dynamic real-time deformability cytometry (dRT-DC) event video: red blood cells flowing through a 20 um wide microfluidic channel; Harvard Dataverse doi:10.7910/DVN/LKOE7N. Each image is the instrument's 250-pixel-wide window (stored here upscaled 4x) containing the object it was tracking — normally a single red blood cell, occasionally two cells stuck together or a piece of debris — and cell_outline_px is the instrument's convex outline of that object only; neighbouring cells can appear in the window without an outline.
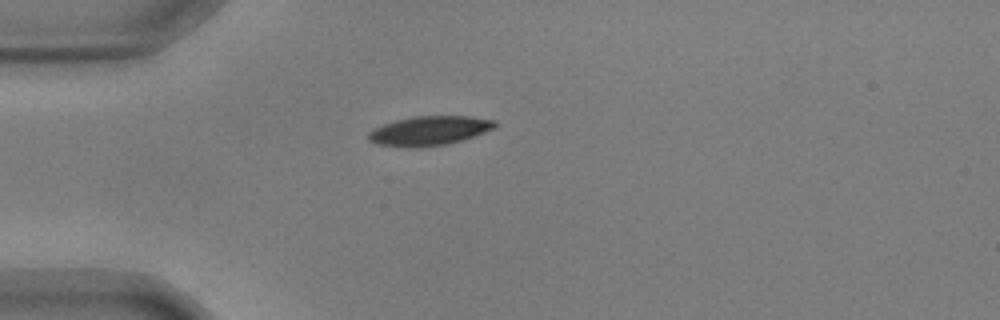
{"species": "common noctule bat (a hibernating species)", "species_latin": "Nyctalus noctula", "temperature_condition": "warm", "stored_images_in_passage": 34, "camera_frame_rate_fps": 3000, "um_per_image_px": 0.085, "animal": {"sex": "male", "body_mass_g": 17.9, "forearm_length_mm": 54.2}, "frame": {"image": 1, "passage_image": 1, "time_ms": 0.0, "image_size_px": [1000, 320], "cell_outline_px": [[496, 128], [464, 140], [448, 144], [420, 148], [408, 148], [376, 144], [368, 140], [368, 132], [384, 124], [396, 120], [412, 116], [472, 116], [496, 120]], "centroid_in_image_um": [36.52, 11.12], "position_along_channel_um": 48.5, "area_um2": 21.96}}
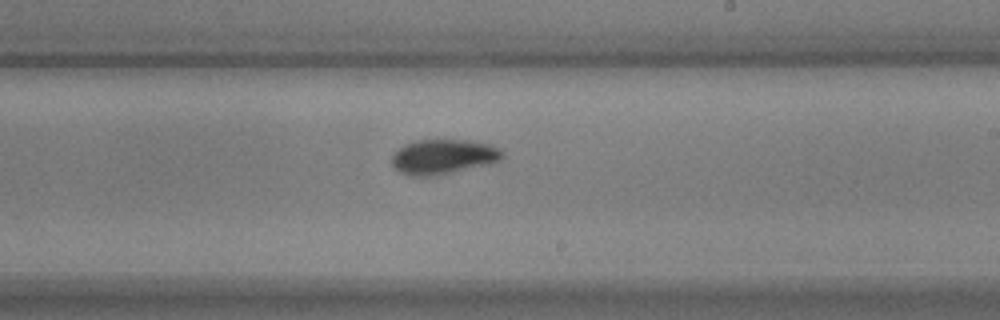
{"frame": {"image": 2, "passage_image": 19, "time_ms": 6.0, "image_size_px": [1000, 320], "cell_outline_px": [[504, 156], [500, 160], [492, 164], [432, 176], [408, 176], [392, 168], [392, 156], [404, 144], [416, 140], [468, 140], [488, 144], [500, 148], [504, 152]], "centroid_in_image_um": [37.69, 13.33], "position_along_channel_um": 251.3, "area_um2": 22.6}}
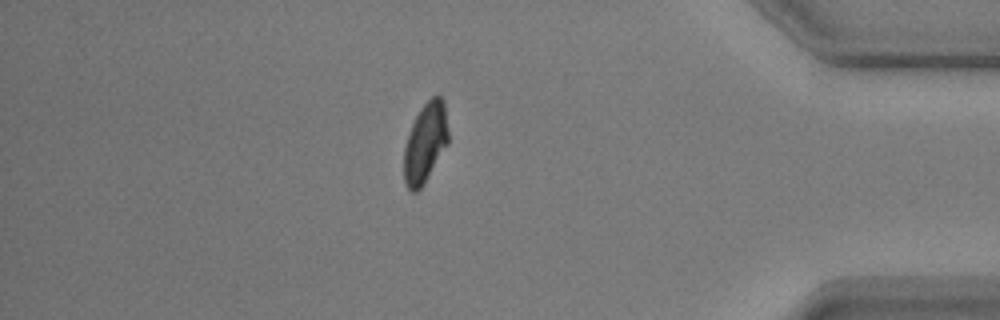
{"frame": {"image": 3, "passage_image": 34, "time_ms": 11.0, "image_size_px": [1000, 320], "cell_outline_px": [[448, 144], [424, 184], [416, 192], [412, 192], [408, 188], [404, 180], [404, 148], [412, 124], [420, 108], [432, 96], [440, 96], [444, 100], [448, 132]], "centroid_in_image_um": [36.16, 12.14], "position_along_channel_um": 399.0, "area_um2": 20.52}, "authors_computed_cell_mechanics": {"area_um2": 21.7906, "velocity_mm_per_s": 3.6277, "shape_relaxation_time_tau1_ms": 3.939, "shape_relaxation_time_tau2_ms": 1.7377, "deformation_change_tau1": 0.1634, "deformation_change_tau2": 0.0583}}